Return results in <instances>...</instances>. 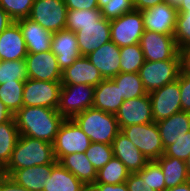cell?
<instances>
[{
	"instance_id": "ab89813d",
	"label": "cell",
	"mask_w": 190,
	"mask_h": 191,
	"mask_svg": "<svg viewBox=\"0 0 190 191\" xmlns=\"http://www.w3.org/2000/svg\"><path fill=\"white\" fill-rule=\"evenodd\" d=\"M174 39L179 49L190 46V11L178 12Z\"/></svg>"
},
{
	"instance_id": "e575fe53",
	"label": "cell",
	"mask_w": 190,
	"mask_h": 191,
	"mask_svg": "<svg viewBox=\"0 0 190 191\" xmlns=\"http://www.w3.org/2000/svg\"><path fill=\"white\" fill-rule=\"evenodd\" d=\"M27 79L25 60L0 61V84L25 82Z\"/></svg>"
},
{
	"instance_id": "f907efd6",
	"label": "cell",
	"mask_w": 190,
	"mask_h": 191,
	"mask_svg": "<svg viewBox=\"0 0 190 191\" xmlns=\"http://www.w3.org/2000/svg\"><path fill=\"white\" fill-rule=\"evenodd\" d=\"M14 117L13 113L0 100V124L11 120Z\"/></svg>"
},
{
	"instance_id": "11a10c76",
	"label": "cell",
	"mask_w": 190,
	"mask_h": 191,
	"mask_svg": "<svg viewBox=\"0 0 190 191\" xmlns=\"http://www.w3.org/2000/svg\"><path fill=\"white\" fill-rule=\"evenodd\" d=\"M7 176V173L5 171V165L0 161V179Z\"/></svg>"
},
{
	"instance_id": "277c9868",
	"label": "cell",
	"mask_w": 190,
	"mask_h": 191,
	"mask_svg": "<svg viewBox=\"0 0 190 191\" xmlns=\"http://www.w3.org/2000/svg\"><path fill=\"white\" fill-rule=\"evenodd\" d=\"M121 132L149 159L157 160L164 155L165 148L162 144L156 122L147 124H133L121 128Z\"/></svg>"
},
{
	"instance_id": "bcb514c9",
	"label": "cell",
	"mask_w": 190,
	"mask_h": 191,
	"mask_svg": "<svg viewBox=\"0 0 190 191\" xmlns=\"http://www.w3.org/2000/svg\"><path fill=\"white\" fill-rule=\"evenodd\" d=\"M89 191H128V188L125 182L117 185L94 183Z\"/></svg>"
},
{
	"instance_id": "836d02e7",
	"label": "cell",
	"mask_w": 190,
	"mask_h": 191,
	"mask_svg": "<svg viewBox=\"0 0 190 191\" xmlns=\"http://www.w3.org/2000/svg\"><path fill=\"white\" fill-rule=\"evenodd\" d=\"M24 82H9L0 84V100L13 113L23 106Z\"/></svg>"
},
{
	"instance_id": "d6986e66",
	"label": "cell",
	"mask_w": 190,
	"mask_h": 191,
	"mask_svg": "<svg viewBox=\"0 0 190 191\" xmlns=\"http://www.w3.org/2000/svg\"><path fill=\"white\" fill-rule=\"evenodd\" d=\"M104 78L86 56H80L75 63L62 71V85L85 84L97 86Z\"/></svg>"
},
{
	"instance_id": "ffe728a7",
	"label": "cell",
	"mask_w": 190,
	"mask_h": 191,
	"mask_svg": "<svg viewBox=\"0 0 190 191\" xmlns=\"http://www.w3.org/2000/svg\"><path fill=\"white\" fill-rule=\"evenodd\" d=\"M114 157L126 166L130 173L141 171L149 159L121 131L112 142Z\"/></svg>"
},
{
	"instance_id": "44dd1931",
	"label": "cell",
	"mask_w": 190,
	"mask_h": 191,
	"mask_svg": "<svg viewBox=\"0 0 190 191\" xmlns=\"http://www.w3.org/2000/svg\"><path fill=\"white\" fill-rule=\"evenodd\" d=\"M27 54L21 29L14 22L0 34V61L25 60Z\"/></svg>"
},
{
	"instance_id": "f1b7e54d",
	"label": "cell",
	"mask_w": 190,
	"mask_h": 191,
	"mask_svg": "<svg viewBox=\"0 0 190 191\" xmlns=\"http://www.w3.org/2000/svg\"><path fill=\"white\" fill-rule=\"evenodd\" d=\"M111 79L116 83V86L119 88L121 96H123L124 100L141 97L148 94L138 73L121 72Z\"/></svg>"
},
{
	"instance_id": "4316f807",
	"label": "cell",
	"mask_w": 190,
	"mask_h": 191,
	"mask_svg": "<svg viewBox=\"0 0 190 191\" xmlns=\"http://www.w3.org/2000/svg\"><path fill=\"white\" fill-rule=\"evenodd\" d=\"M74 174L57 162L51 170L43 191H88Z\"/></svg>"
},
{
	"instance_id": "681fc988",
	"label": "cell",
	"mask_w": 190,
	"mask_h": 191,
	"mask_svg": "<svg viewBox=\"0 0 190 191\" xmlns=\"http://www.w3.org/2000/svg\"><path fill=\"white\" fill-rule=\"evenodd\" d=\"M15 21L0 6V34Z\"/></svg>"
},
{
	"instance_id": "4fadbf2b",
	"label": "cell",
	"mask_w": 190,
	"mask_h": 191,
	"mask_svg": "<svg viewBox=\"0 0 190 191\" xmlns=\"http://www.w3.org/2000/svg\"><path fill=\"white\" fill-rule=\"evenodd\" d=\"M28 78L41 81L61 82L62 71L56 55L51 51L28 53L25 57Z\"/></svg>"
},
{
	"instance_id": "5b68a950",
	"label": "cell",
	"mask_w": 190,
	"mask_h": 191,
	"mask_svg": "<svg viewBox=\"0 0 190 191\" xmlns=\"http://www.w3.org/2000/svg\"><path fill=\"white\" fill-rule=\"evenodd\" d=\"M94 89L95 86L85 84L62 85L57 111L65 119H73L93 106Z\"/></svg>"
},
{
	"instance_id": "484cf974",
	"label": "cell",
	"mask_w": 190,
	"mask_h": 191,
	"mask_svg": "<svg viewBox=\"0 0 190 191\" xmlns=\"http://www.w3.org/2000/svg\"><path fill=\"white\" fill-rule=\"evenodd\" d=\"M58 162L74 174L88 188L95 183L97 170L88 160L85 153L75 152L65 155Z\"/></svg>"
},
{
	"instance_id": "30bf717a",
	"label": "cell",
	"mask_w": 190,
	"mask_h": 191,
	"mask_svg": "<svg viewBox=\"0 0 190 191\" xmlns=\"http://www.w3.org/2000/svg\"><path fill=\"white\" fill-rule=\"evenodd\" d=\"M67 10L64 0H34L28 18L54 33L66 28Z\"/></svg>"
},
{
	"instance_id": "f6af8a7d",
	"label": "cell",
	"mask_w": 190,
	"mask_h": 191,
	"mask_svg": "<svg viewBox=\"0 0 190 191\" xmlns=\"http://www.w3.org/2000/svg\"><path fill=\"white\" fill-rule=\"evenodd\" d=\"M181 73L190 76V46L179 49Z\"/></svg>"
},
{
	"instance_id": "db71d44e",
	"label": "cell",
	"mask_w": 190,
	"mask_h": 191,
	"mask_svg": "<svg viewBox=\"0 0 190 191\" xmlns=\"http://www.w3.org/2000/svg\"><path fill=\"white\" fill-rule=\"evenodd\" d=\"M183 1H184V0H164V2H166V3L169 4L171 7H174V8H176V9H178V8L181 6V4H182Z\"/></svg>"
},
{
	"instance_id": "7c38bea8",
	"label": "cell",
	"mask_w": 190,
	"mask_h": 191,
	"mask_svg": "<svg viewBox=\"0 0 190 191\" xmlns=\"http://www.w3.org/2000/svg\"><path fill=\"white\" fill-rule=\"evenodd\" d=\"M149 96L154 122L166 119L182 111L178 80L152 91Z\"/></svg>"
},
{
	"instance_id": "1f68e13d",
	"label": "cell",
	"mask_w": 190,
	"mask_h": 191,
	"mask_svg": "<svg viewBox=\"0 0 190 191\" xmlns=\"http://www.w3.org/2000/svg\"><path fill=\"white\" fill-rule=\"evenodd\" d=\"M145 62L140 44L120 47V73H138Z\"/></svg>"
},
{
	"instance_id": "83f0119b",
	"label": "cell",
	"mask_w": 190,
	"mask_h": 191,
	"mask_svg": "<svg viewBox=\"0 0 190 191\" xmlns=\"http://www.w3.org/2000/svg\"><path fill=\"white\" fill-rule=\"evenodd\" d=\"M155 161L160 165L163 171L166 189L190 180L184 160L162 155Z\"/></svg>"
},
{
	"instance_id": "cb8c5ba5",
	"label": "cell",
	"mask_w": 190,
	"mask_h": 191,
	"mask_svg": "<svg viewBox=\"0 0 190 191\" xmlns=\"http://www.w3.org/2000/svg\"><path fill=\"white\" fill-rule=\"evenodd\" d=\"M123 102L124 98L112 79H104L95 86L92 107L115 115Z\"/></svg>"
},
{
	"instance_id": "7a4b0ae2",
	"label": "cell",
	"mask_w": 190,
	"mask_h": 191,
	"mask_svg": "<svg viewBox=\"0 0 190 191\" xmlns=\"http://www.w3.org/2000/svg\"><path fill=\"white\" fill-rule=\"evenodd\" d=\"M57 162L54 157L53 144L20 135L10 160L5 166V171L7 176H10L17 169L36 165L56 164Z\"/></svg>"
},
{
	"instance_id": "f35d334b",
	"label": "cell",
	"mask_w": 190,
	"mask_h": 191,
	"mask_svg": "<svg viewBox=\"0 0 190 191\" xmlns=\"http://www.w3.org/2000/svg\"><path fill=\"white\" fill-rule=\"evenodd\" d=\"M34 0H0V6L14 20L30 15Z\"/></svg>"
},
{
	"instance_id": "5bb4252c",
	"label": "cell",
	"mask_w": 190,
	"mask_h": 191,
	"mask_svg": "<svg viewBox=\"0 0 190 191\" xmlns=\"http://www.w3.org/2000/svg\"><path fill=\"white\" fill-rule=\"evenodd\" d=\"M115 116L120 129L133 124L154 122L149 94L124 100Z\"/></svg>"
},
{
	"instance_id": "60d3db41",
	"label": "cell",
	"mask_w": 190,
	"mask_h": 191,
	"mask_svg": "<svg viewBox=\"0 0 190 191\" xmlns=\"http://www.w3.org/2000/svg\"><path fill=\"white\" fill-rule=\"evenodd\" d=\"M190 155V130L180 138H177L174 144L169 145L164 156L175 157L181 160H186Z\"/></svg>"
},
{
	"instance_id": "8fae6325",
	"label": "cell",
	"mask_w": 190,
	"mask_h": 191,
	"mask_svg": "<svg viewBox=\"0 0 190 191\" xmlns=\"http://www.w3.org/2000/svg\"><path fill=\"white\" fill-rule=\"evenodd\" d=\"M61 82L41 81L28 78L24 82L23 106H40L57 109Z\"/></svg>"
},
{
	"instance_id": "6da1fadb",
	"label": "cell",
	"mask_w": 190,
	"mask_h": 191,
	"mask_svg": "<svg viewBox=\"0 0 190 191\" xmlns=\"http://www.w3.org/2000/svg\"><path fill=\"white\" fill-rule=\"evenodd\" d=\"M14 118L20 135L40 139L53 144L65 118L57 109L40 106H22Z\"/></svg>"
},
{
	"instance_id": "f5cc1de1",
	"label": "cell",
	"mask_w": 190,
	"mask_h": 191,
	"mask_svg": "<svg viewBox=\"0 0 190 191\" xmlns=\"http://www.w3.org/2000/svg\"><path fill=\"white\" fill-rule=\"evenodd\" d=\"M190 11V0H184L181 6L177 9V12H187Z\"/></svg>"
},
{
	"instance_id": "c3c4849f",
	"label": "cell",
	"mask_w": 190,
	"mask_h": 191,
	"mask_svg": "<svg viewBox=\"0 0 190 191\" xmlns=\"http://www.w3.org/2000/svg\"><path fill=\"white\" fill-rule=\"evenodd\" d=\"M163 2L164 0H133V5L135 10L143 11Z\"/></svg>"
},
{
	"instance_id": "d590c367",
	"label": "cell",
	"mask_w": 190,
	"mask_h": 191,
	"mask_svg": "<svg viewBox=\"0 0 190 191\" xmlns=\"http://www.w3.org/2000/svg\"><path fill=\"white\" fill-rule=\"evenodd\" d=\"M98 8L105 19L112 20L134 10L133 0H98Z\"/></svg>"
},
{
	"instance_id": "b9f144b4",
	"label": "cell",
	"mask_w": 190,
	"mask_h": 191,
	"mask_svg": "<svg viewBox=\"0 0 190 191\" xmlns=\"http://www.w3.org/2000/svg\"><path fill=\"white\" fill-rule=\"evenodd\" d=\"M178 81L182 111L190 112V76L180 73Z\"/></svg>"
},
{
	"instance_id": "9a60e30c",
	"label": "cell",
	"mask_w": 190,
	"mask_h": 191,
	"mask_svg": "<svg viewBox=\"0 0 190 191\" xmlns=\"http://www.w3.org/2000/svg\"><path fill=\"white\" fill-rule=\"evenodd\" d=\"M141 12L143 16L144 30L160 34L174 35L178 14L176 8L163 2Z\"/></svg>"
},
{
	"instance_id": "f546056e",
	"label": "cell",
	"mask_w": 190,
	"mask_h": 191,
	"mask_svg": "<svg viewBox=\"0 0 190 191\" xmlns=\"http://www.w3.org/2000/svg\"><path fill=\"white\" fill-rule=\"evenodd\" d=\"M129 174L130 172L126 169L123 162L113 156L105 166L97 171L95 183L121 184L128 179Z\"/></svg>"
},
{
	"instance_id": "8992f818",
	"label": "cell",
	"mask_w": 190,
	"mask_h": 191,
	"mask_svg": "<svg viewBox=\"0 0 190 191\" xmlns=\"http://www.w3.org/2000/svg\"><path fill=\"white\" fill-rule=\"evenodd\" d=\"M90 144V138L79 125L73 119H65L53 142L54 157L59 161L65 155L85 153Z\"/></svg>"
},
{
	"instance_id": "ee69618b",
	"label": "cell",
	"mask_w": 190,
	"mask_h": 191,
	"mask_svg": "<svg viewBox=\"0 0 190 191\" xmlns=\"http://www.w3.org/2000/svg\"><path fill=\"white\" fill-rule=\"evenodd\" d=\"M68 10H92L98 8V0H64Z\"/></svg>"
},
{
	"instance_id": "ba28073f",
	"label": "cell",
	"mask_w": 190,
	"mask_h": 191,
	"mask_svg": "<svg viewBox=\"0 0 190 191\" xmlns=\"http://www.w3.org/2000/svg\"><path fill=\"white\" fill-rule=\"evenodd\" d=\"M111 41L118 47H126L140 42L144 33L142 12L133 10L110 20Z\"/></svg>"
},
{
	"instance_id": "d4e9b609",
	"label": "cell",
	"mask_w": 190,
	"mask_h": 191,
	"mask_svg": "<svg viewBox=\"0 0 190 191\" xmlns=\"http://www.w3.org/2000/svg\"><path fill=\"white\" fill-rule=\"evenodd\" d=\"M55 164L36 165L15 170L10 177L29 191H43Z\"/></svg>"
},
{
	"instance_id": "4dcf8cb0",
	"label": "cell",
	"mask_w": 190,
	"mask_h": 191,
	"mask_svg": "<svg viewBox=\"0 0 190 191\" xmlns=\"http://www.w3.org/2000/svg\"><path fill=\"white\" fill-rule=\"evenodd\" d=\"M20 134L15 118L0 124V161L6 166Z\"/></svg>"
},
{
	"instance_id": "e0dca14e",
	"label": "cell",
	"mask_w": 190,
	"mask_h": 191,
	"mask_svg": "<svg viewBox=\"0 0 190 191\" xmlns=\"http://www.w3.org/2000/svg\"><path fill=\"white\" fill-rule=\"evenodd\" d=\"M51 51L56 55L61 71L73 65L81 56L76 34L66 29L52 34Z\"/></svg>"
},
{
	"instance_id": "52a82bcc",
	"label": "cell",
	"mask_w": 190,
	"mask_h": 191,
	"mask_svg": "<svg viewBox=\"0 0 190 191\" xmlns=\"http://www.w3.org/2000/svg\"><path fill=\"white\" fill-rule=\"evenodd\" d=\"M180 73V60L145 61L138 72L148 94L178 80Z\"/></svg>"
},
{
	"instance_id": "7402d4cb",
	"label": "cell",
	"mask_w": 190,
	"mask_h": 191,
	"mask_svg": "<svg viewBox=\"0 0 190 191\" xmlns=\"http://www.w3.org/2000/svg\"><path fill=\"white\" fill-rule=\"evenodd\" d=\"M15 22L21 29L28 53H41L51 50L52 32L44 29L28 17Z\"/></svg>"
},
{
	"instance_id": "ac0fdd59",
	"label": "cell",
	"mask_w": 190,
	"mask_h": 191,
	"mask_svg": "<svg viewBox=\"0 0 190 191\" xmlns=\"http://www.w3.org/2000/svg\"><path fill=\"white\" fill-rule=\"evenodd\" d=\"M104 79L120 74V47L109 41L86 56Z\"/></svg>"
},
{
	"instance_id": "2e32d148",
	"label": "cell",
	"mask_w": 190,
	"mask_h": 191,
	"mask_svg": "<svg viewBox=\"0 0 190 191\" xmlns=\"http://www.w3.org/2000/svg\"><path fill=\"white\" fill-rule=\"evenodd\" d=\"M75 34L81 56H87L111 41L110 20L103 17L97 24L83 25Z\"/></svg>"
},
{
	"instance_id": "7bdbcfd3",
	"label": "cell",
	"mask_w": 190,
	"mask_h": 191,
	"mask_svg": "<svg viewBox=\"0 0 190 191\" xmlns=\"http://www.w3.org/2000/svg\"><path fill=\"white\" fill-rule=\"evenodd\" d=\"M128 191H155L147 182H144L142 177L136 173H130L125 181Z\"/></svg>"
},
{
	"instance_id": "3957f363",
	"label": "cell",
	"mask_w": 190,
	"mask_h": 191,
	"mask_svg": "<svg viewBox=\"0 0 190 191\" xmlns=\"http://www.w3.org/2000/svg\"><path fill=\"white\" fill-rule=\"evenodd\" d=\"M73 120L90 138L91 142L112 144L121 131L116 116L94 107L76 115Z\"/></svg>"
},
{
	"instance_id": "816d5d0a",
	"label": "cell",
	"mask_w": 190,
	"mask_h": 191,
	"mask_svg": "<svg viewBox=\"0 0 190 191\" xmlns=\"http://www.w3.org/2000/svg\"><path fill=\"white\" fill-rule=\"evenodd\" d=\"M165 191H190V180L175 187L167 188Z\"/></svg>"
},
{
	"instance_id": "8d00e7d4",
	"label": "cell",
	"mask_w": 190,
	"mask_h": 191,
	"mask_svg": "<svg viewBox=\"0 0 190 191\" xmlns=\"http://www.w3.org/2000/svg\"><path fill=\"white\" fill-rule=\"evenodd\" d=\"M85 155L94 168L98 171L114 156L112 144L91 142L90 146L85 152Z\"/></svg>"
},
{
	"instance_id": "7dc6e473",
	"label": "cell",
	"mask_w": 190,
	"mask_h": 191,
	"mask_svg": "<svg viewBox=\"0 0 190 191\" xmlns=\"http://www.w3.org/2000/svg\"><path fill=\"white\" fill-rule=\"evenodd\" d=\"M0 191H29L17 184L10 176L0 179Z\"/></svg>"
},
{
	"instance_id": "d6a6232c",
	"label": "cell",
	"mask_w": 190,
	"mask_h": 191,
	"mask_svg": "<svg viewBox=\"0 0 190 191\" xmlns=\"http://www.w3.org/2000/svg\"><path fill=\"white\" fill-rule=\"evenodd\" d=\"M103 18L101 10H67L66 30L77 32L83 25L97 24Z\"/></svg>"
},
{
	"instance_id": "603a6c76",
	"label": "cell",
	"mask_w": 190,
	"mask_h": 191,
	"mask_svg": "<svg viewBox=\"0 0 190 191\" xmlns=\"http://www.w3.org/2000/svg\"><path fill=\"white\" fill-rule=\"evenodd\" d=\"M156 123L162 144L166 149L190 130V112L181 111Z\"/></svg>"
},
{
	"instance_id": "9f6ffc18",
	"label": "cell",
	"mask_w": 190,
	"mask_h": 191,
	"mask_svg": "<svg viewBox=\"0 0 190 191\" xmlns=\"http://www.w3.org/2000/svg\"><path fill=\"white\" fill-rule=\"evenodd\" d=\"M186 162V166H187V173H188V176L190 178V155L189 157L185 160Z\"/></svg>"
},
{
	"instance_id": "9c48e42d",
	"label": "cell",
	"mask_w": 190,
	"mask_h": 191,
	"mask_svg": "<svg viewBox=\"0 0 190 191\" xmlns=\"http://www.w3.org/2000/svg\"><path fill=\"white\" fill-rule=\"evenodd\" d=\"M139 44L145 61L180 60L179 48L174 35L144 30Z\"/></svg>"
},
{
	"instance_id": "74e56055",
	"label": "cell",
	"mask_w": 190,
	"mask_h": 191,
	"mask_svg": "<svg viewBox=\"0 0 190 191\" xmlns=\"http://www.w3.org/2000/svg\"><path fill=\"white\" fill-rule=\"evenodd\" d=\"M144 182H147L155 191H165V179L160 165L155 161H149L144 168L137 172Z\"/></svg>"
}]
</instances>
